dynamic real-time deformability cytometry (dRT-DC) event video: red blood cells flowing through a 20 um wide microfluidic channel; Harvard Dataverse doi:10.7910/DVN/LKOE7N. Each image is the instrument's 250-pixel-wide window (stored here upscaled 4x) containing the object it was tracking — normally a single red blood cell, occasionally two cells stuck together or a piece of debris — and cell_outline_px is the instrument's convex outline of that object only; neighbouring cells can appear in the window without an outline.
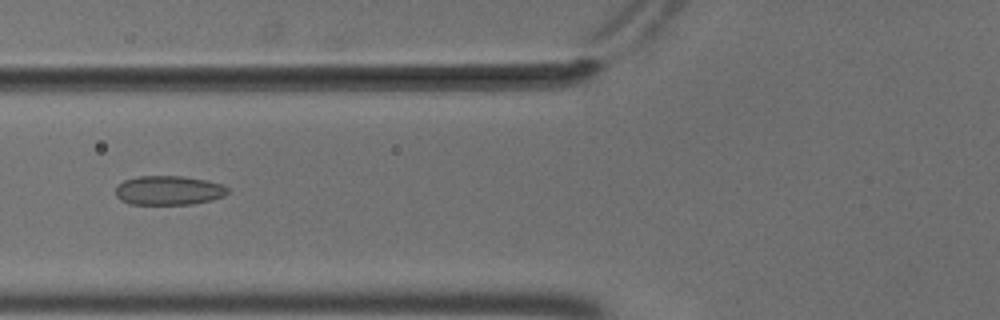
{"species": "common noctule bat (a hibernating species)", "species_latin": "Nyctalus noctula", "temperature_condition": "cold", "stored_images_in_passage": 38, "camera_frame_rate_fps": 3000, "um_per_image_px": 0.085, "animal": {"sex": "male", "body_mass_g": 18.8}, "frame": {"image": 1, "passage_image": 5, "time_ms": 1.333, "image_size_px": [1000, 320], "cell_outline_px": [[228, 192], [224, 196], [212, 200], [192, 204], [128, 204], [120, 200], [116, 196], [116, 184], [124, 180], [140, 176], [184, 176], [208, 180], [220, 184], [228, 188]], "centroid_in_image_um": [14.32, 16.18], "position_along_channel_um": 111.5, "area_um2": 19.25}}
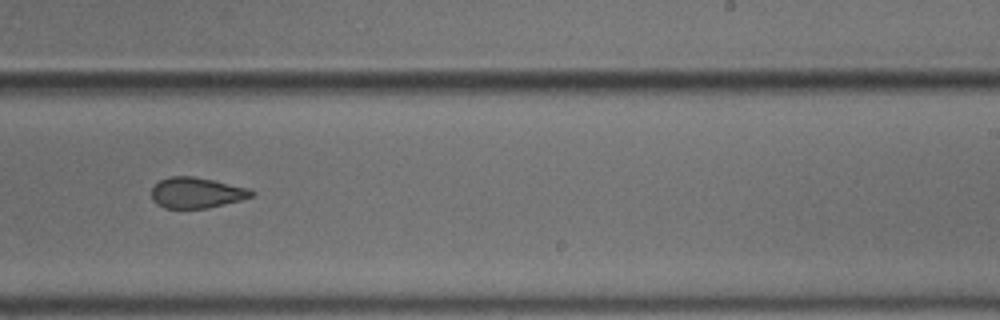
{"frame": {"image": 2, "passage_image": 18, "time_ms": 5.667, "image_size_px": [1000, 320], "cell_outline_px": [[256, 196], [208, 208], [164, 208], [156, 204], [152, 200], [152, 188], [160, 180], [168, 176], [192, 176], [212, 180], [248, 188], [256, 192]], "centroid_in_image_um": [16.71, 16.39], "position_along_channel_um": 272.3, "area_um2": 17.92}}
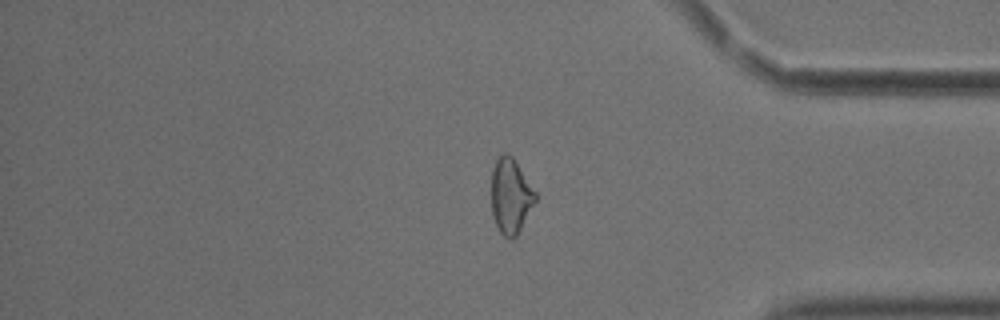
{"frame": {"image": 3, "passage_image": 29, "time_ms": 9.333, "image_size_px": [1000, 320], "cell_outline_px": [[536, 200], [516, 236], [512, 240], [508, 240], [500, 232], [492, 216], [492, 172], [496, 160], [504, 152], [508, 152], [512, 156], [536, 192]], "centroid_in_image_um": [43.4, 16.67], "position_along_channel_um": 391.8, "area_um2": 19.07}, "authors_computed_cell_mechanics": {"area_um2": 18.9295, "velocity_mm_per_s": 3.7109, "shape_relaxation_time_tau1_ms": null, "shape_relaxation_time_tau2_ms": 2.4965, "deformation_change_tau1": null, "deformation_change_tau2": 0.0921}}